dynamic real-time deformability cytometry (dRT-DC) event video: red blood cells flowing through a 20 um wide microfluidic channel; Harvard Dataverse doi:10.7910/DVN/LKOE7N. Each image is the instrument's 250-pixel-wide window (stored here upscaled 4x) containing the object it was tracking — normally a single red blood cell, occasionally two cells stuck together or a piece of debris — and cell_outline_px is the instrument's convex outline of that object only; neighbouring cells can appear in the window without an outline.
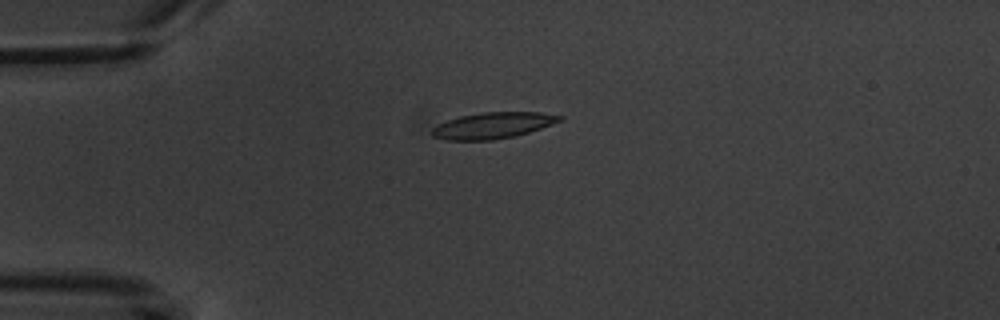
{"species": "common noctule bat (a hibernating species)", "species_latin": "Nyctalus noctula", "temperature_condition": "warm", "stored_images_in_passage": 6, "camera_frame_rate_fps": 3000, "um_per_image_px": 0.085, "animal": {"sex": "male", "body_mass_g": 20.1, "forearm_length_mm": 53.5}, "frame": {"image": 1, "passage_image": 5, "time_ms": 4.667, "image_size_px": [1000, 320], "cell_outline_px": [[564, 120], [528, 132], [512, 136], [492, 140], [444, 140], [432, 136], [432, 128], [448, 120], [460, 116], [484, 112], [540, 112], [564, 116]], "centroid_in_image_um": [41.91, 10.66], "position_along_channel_um": 43.1, "area_um2": 19.31}}